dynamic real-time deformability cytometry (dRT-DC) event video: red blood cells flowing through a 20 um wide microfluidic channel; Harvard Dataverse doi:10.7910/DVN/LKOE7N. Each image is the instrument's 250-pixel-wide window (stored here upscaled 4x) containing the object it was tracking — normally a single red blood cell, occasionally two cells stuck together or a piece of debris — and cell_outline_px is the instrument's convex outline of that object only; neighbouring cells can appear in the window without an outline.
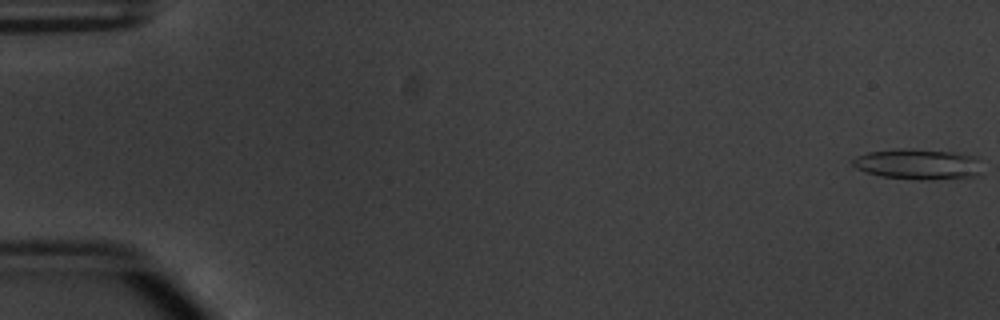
{"species": "common noctule bat (a hibernating species)", "species_latin": "Nyctalus noctula", "temperature_condition": "warm", "stored_images_in_passage": 17, "camera_frame_rate_fps": 3000, "um_per_image_px": 0.085, "animal": {"sex": "male", "body_mass_g": 20.1, "forearm_length_mm": 53.5}, "frame": {"image": 1, "passage_image": 1, "time_ms": 0.0, "image_size_px": [1000, 320], "cell_outline_px": [[980, 176], [928, 180], [916, 180], [880, 176], [864, 172], [856, 168], [852, 164], [852, 160], [856, 156], [868, 152], [892, 148], [912, 148], [952, 152], [976, 156], [980, 172]], "centroid_in_image_um": [77.98, 13.95], "position_along_channel_um": 7.0, "area_um2": 23.41}}
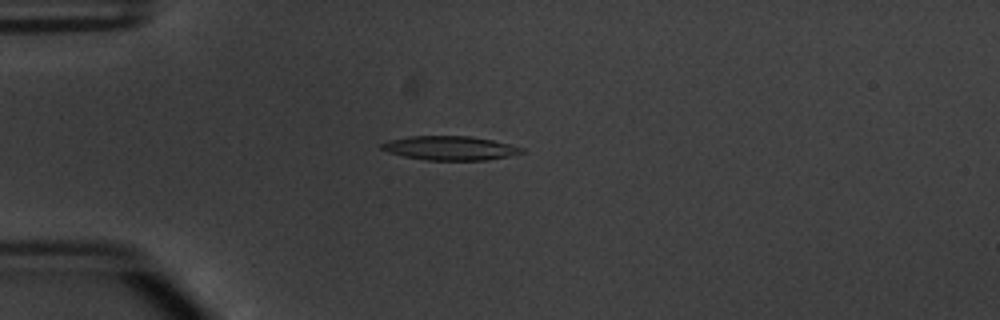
{"frame": {"image": 2, "passage_image": 15, "time_ms": 4.667, "image_size_px": [1000, 320], "cell_outline_px": [[524, 152], [508, 156], [488, 160], [428, 160], [404, 156], [388, 152], [380, 148], [380, 144], [388, 140], [412, 136], [472, 136], [492, 140], [524, 148]], "centroid_in_image_um": [38.24, 12.58], "position_along_channel_um": 46.8, "area_um2": 19.54}}